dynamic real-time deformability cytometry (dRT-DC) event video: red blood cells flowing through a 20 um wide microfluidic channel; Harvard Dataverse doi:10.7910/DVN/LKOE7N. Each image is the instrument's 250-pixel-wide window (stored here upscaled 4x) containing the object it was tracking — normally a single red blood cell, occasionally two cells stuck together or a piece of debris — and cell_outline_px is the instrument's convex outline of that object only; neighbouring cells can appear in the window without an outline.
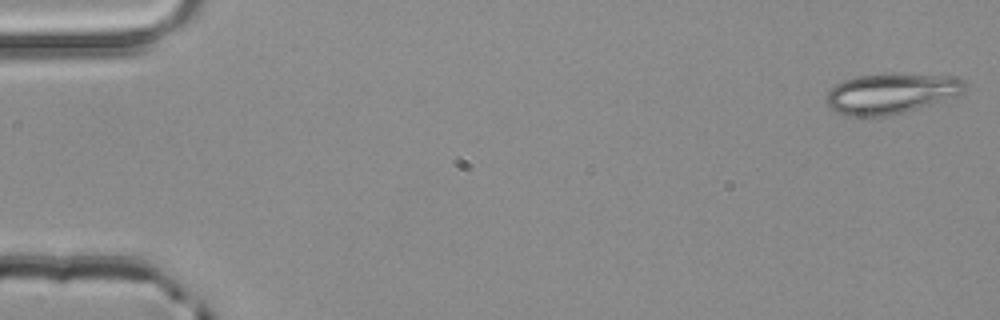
{"species": "common noctule bat (a hibernating species)", "species_latin": "Nyctalus noctula", "temperature_condition": "room temperature", "stored_images_in_passage": 3, "camera_frame_rate_fps": 3000, "um_per_image_px": 0.085, "animal": {"sex": "male", "body_mass_g": 20.4}, "frame": {"image": 1, "passage_image": 1, "time_ms": 0.0, "image_size_px": [1000, 320], "cell_outline_px": [[964, 92], [956, 96], [904, 112], [884, 116], [844, 116], [836, 112], [824, 100], [828, 92], [836, 84], [844, 80], [856, 76], [884, 72], [900, 72], [952, 76], [964, 80]], "centroid_in_image_um": [75.72, 7.91], "position_along_channel_um": 9.3, "area_um2": 33.06}}